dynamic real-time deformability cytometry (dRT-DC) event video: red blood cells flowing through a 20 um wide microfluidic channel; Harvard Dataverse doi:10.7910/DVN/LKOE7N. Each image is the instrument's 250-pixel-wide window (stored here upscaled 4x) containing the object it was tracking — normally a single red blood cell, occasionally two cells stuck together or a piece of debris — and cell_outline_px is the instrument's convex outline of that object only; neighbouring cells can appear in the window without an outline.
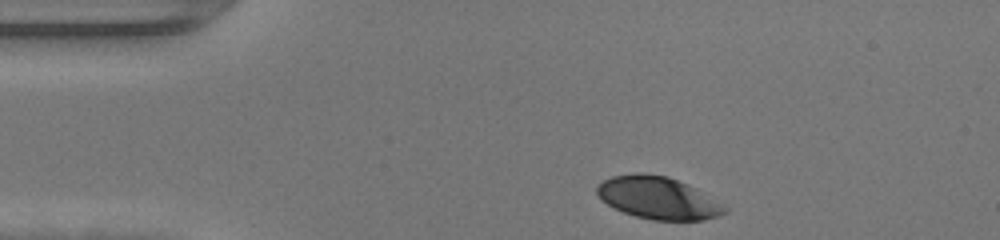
{"species": "human", "species_latin": "Homo sapiens", "temperature_condition": "warm", "stored_images_in_passage": 31, "camera_frame_rate_fps": 3000, "um_per_image_px": 0.085, "donor": {"sex": "female"}, "frame": {"image": 1, "passage_image": 1, "time_ms": 0.0, "image_size_px": [1000, 240], "cell_outline_px": [[728, 212], [720, 216], [704, 220], [652, 220], [636, 216], [624, 212], [600, 200], [596, 192], [596, 184], [612, 176], [632, 172], [644, 172], [668, 176], [688, 184], [696, 188], [728, 208]], "centroid_in_image_um": [55.92, 16.81], "position_along_channel_um": 29.1, "area_um2": 31.79}}
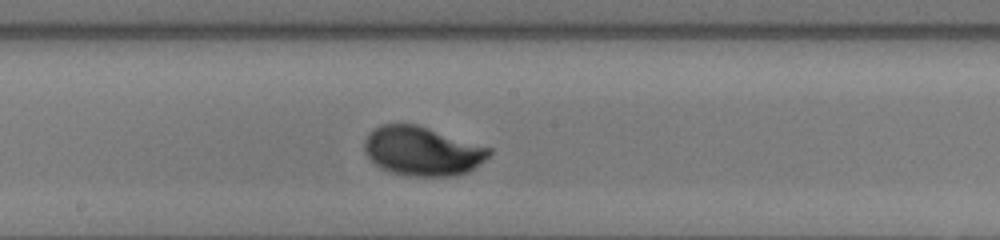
{"frame": {"image": 2, "passage_image": 18, "time_ms": 5.667, "image_size_px": [1000, 240], "cell_outline_px": [[492, 152], [480, 164], [468, 172], [456, 176], [408, 176], [392, 172], [380, 168], [364, 152], [364, 140], [368, 132], [372, 128], [380, 124], [416, 124], [492, 148]], "centroid_in_image_um": [35.88, 12.84], "position_along_channel_um": 212.3, "area_um2": 35.84}}
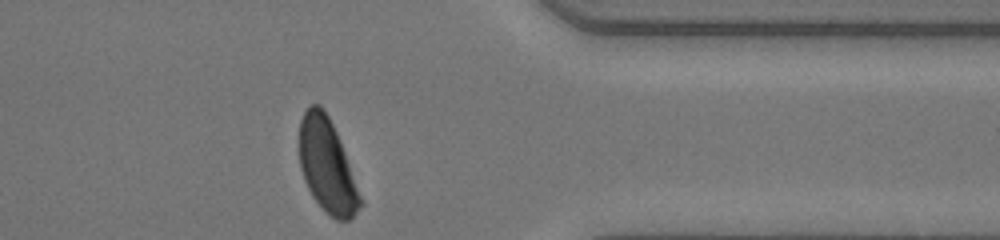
{"frame": {"image": 3, "passage_image": 31, "time_ms": 10.0, "image_size_px": [1000, 240], "cell_outline_px": [[364, 204], [348, 220], [336, 220], [312, 196], [304, 180], [300, 168], [300, 120], [304, 112], [312, 104], [320, 104], [328, 116], [336, 132], [364, 200]], "centroid_in_image_um": [27.82, 14.1], "position_along_channel_um": 383.6, "area_um2": 32.83}, "authors_computed_cell_mechanics": {"area_um2": 34.3332, "velocity_mm_per_s": 4.285, "shape_relaxation_time_tau1_ms": 2.4005, "shape_relaxation_time_tau2_ms": null, "deformation_change_tau1": 0.1474, "deformation_change_tau2": null}}